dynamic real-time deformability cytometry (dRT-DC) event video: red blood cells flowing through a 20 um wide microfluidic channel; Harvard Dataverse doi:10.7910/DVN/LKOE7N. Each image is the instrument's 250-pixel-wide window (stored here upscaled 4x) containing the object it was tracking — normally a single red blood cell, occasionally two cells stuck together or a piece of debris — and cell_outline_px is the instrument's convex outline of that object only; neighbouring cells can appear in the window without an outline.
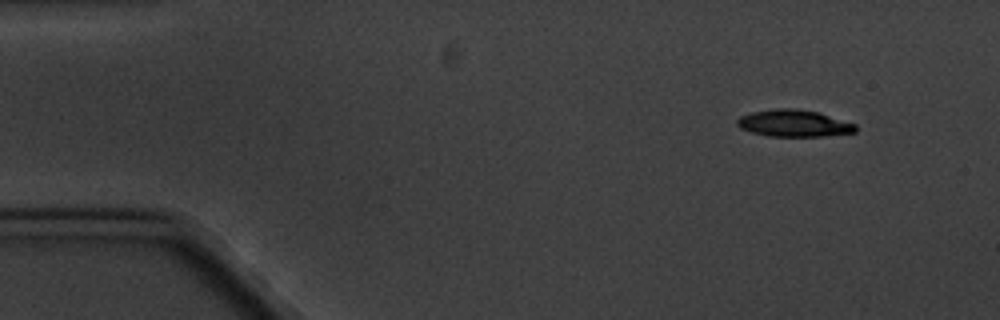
{"species": "common noctule bat (a hibernating species)", "species_latin": "Nyctalus noctula", "temperature_condition": "cold", "stored_images_in_passage": 4, "camera_frame_rate_fps": 3000, "um_per_image_px": 0.085, "animal": {"sex": "male", "body_mass_g": 20.1, "forearm_length_mm": 53.5}, "frame": {"image": 1, "passage_image": 1, "time_ms": 0.0, "image_size_px": [1000, 320], "cell_outline_px": [[856, 132], [824, 136], [768, 136], [752, 132], [740, 128], [736, 124], [736, 120], [740, 116], [752, 112], [776, 108], [792, 108], [816, 112], [856, 124]], "centroid_in_image_um": [67.45, 10.48], "position_along_channel_um": 17.6, "area_um2": 18.38}}
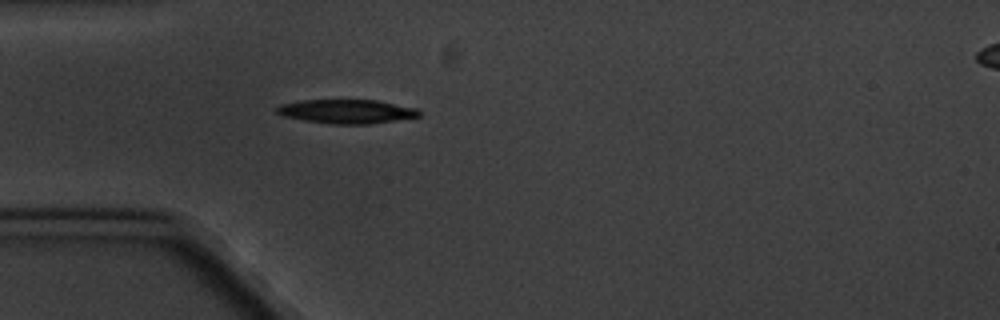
{"frame": {"image": 2, "passage_image": 4, "time_ms": 3.667, "image_size_px": [1000, 320], "cell_outline_px": [[420, 116], [368, 124], [332, 124], [304, 120], [284, 116], [276, 112], [276, 108], [280, 104], [304, 100], [376, 100], [416, 108], [420, 112]], "centroid_in_image_um": [29.44, 9.47], "position_along_channel_um": 55.6, "area_um2": 19.65}}